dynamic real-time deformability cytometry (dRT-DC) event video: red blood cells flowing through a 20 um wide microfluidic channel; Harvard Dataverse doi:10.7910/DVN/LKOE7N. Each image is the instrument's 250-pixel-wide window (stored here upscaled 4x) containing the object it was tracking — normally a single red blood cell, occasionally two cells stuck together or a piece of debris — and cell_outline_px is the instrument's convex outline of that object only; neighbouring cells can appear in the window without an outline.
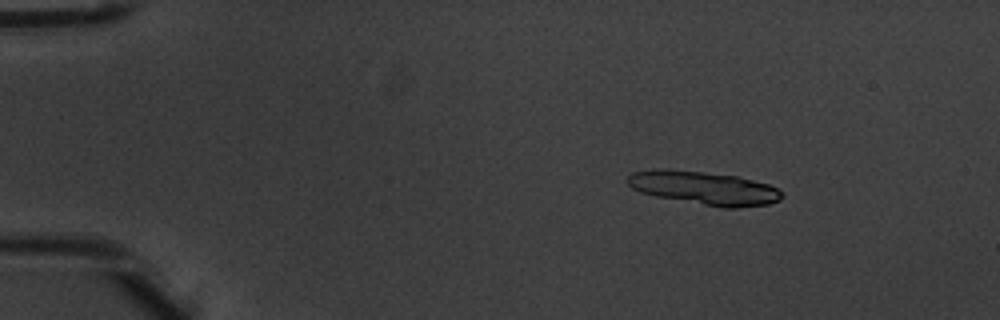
{"species": "common noctule bat (a hibernating species)", "species_latin": "Nyctalus noctula", "temperature_condition": "warm", "stored_images_in_passage": 4, "camera_frame_rate_fps": 3000, "um_per_image_px": 0.085, "animal": {"sex": "male", "body_mass_g": 20.1, "forearm_length_mm": 53.5}, "frame": {"image": 1, "passage_image": 1, "time_ms": 0.0, "image_size_px": [1000, 320], "cell_outline_px": [[784, 196], [780, 200], [768, 204], [736, 208], [724, 208], [656, 196], [640, 192], [632, 188], [628, 184], [628, 176], [632, 172], [656, 168], [668, 168], [736, 176], [768, 184], [784, 192]], "centroid_in_image_um": [59.84, 15.97], "position_along_channel_um": 25.2, "area_um2": 30.0}}